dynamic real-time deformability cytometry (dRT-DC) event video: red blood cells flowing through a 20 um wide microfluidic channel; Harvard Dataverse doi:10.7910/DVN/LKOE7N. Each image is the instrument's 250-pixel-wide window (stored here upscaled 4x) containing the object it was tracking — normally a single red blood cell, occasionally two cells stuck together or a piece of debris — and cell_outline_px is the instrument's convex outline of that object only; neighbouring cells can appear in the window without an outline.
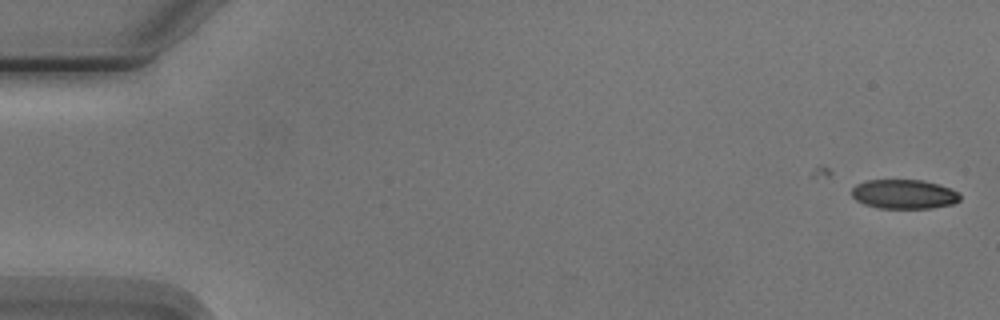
{"species": "Egyptian fruit bat (a non-hibernating species)", "species_latin": "Rousettus aegyptiacus", "temperature_condition": "cold", "stored_images_in_passage": 9, "camera_frame_rate_fps": 3000, "um_per_image_px": 0.085, "animal": {"sex": "male"}, "frame": {"image": 1, "passage_image": 2, "time_ms": 1.333, "image_size_px": [1000, 320], "cell_outline_px": [[960, 200], [952, 204], [932, 208], [876, 208], [864, 204], [856, 200], [852, 196], [852, 188], [856, 184], [864, 180], [924, 180], [960, 192]], "centroid_in_image_um": [76.82, 16.5], "position_along_channel_um": 8.2, "area_um2": 18.55}}
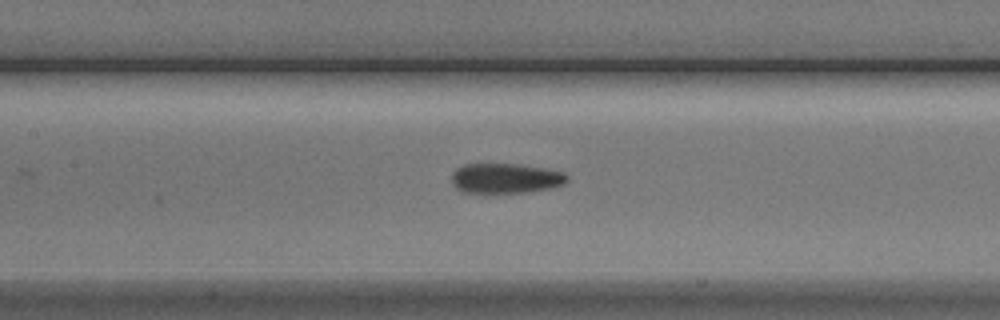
{"frame": {"image": 2, "passage_image": 8, "time_ms": 9.333, "image_size_px": [1000, 320], "cell_outline_px": [[568, 180], [564, 184], [552, 188], [532, 192], [484, 196], [460, 192], [452, 184], [452, 172], [456, 168], [464, 164], [520, 164], [544, 168], [564, 172], [568, 176]], "centroid_in_image_um": [42.93, 15.21], "position_along_channel_um": 164.5, "area_um2": 21.39}}
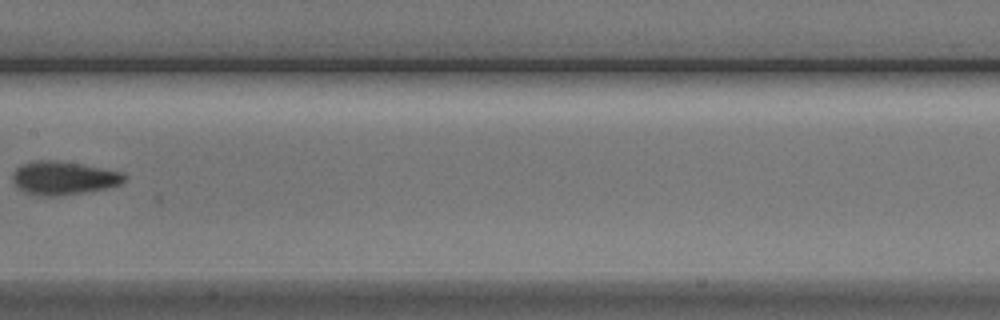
{"frame": {"image": 3, "passage_image": 9, "time_ms": 10.333, "image_size_px": [1000, 320], "cell_outline_px": [[128, 176], [120, 184], [108, 188], [84, 192], [56, 196], [40, 196], [24, 192], [16, 188], [12, 180], [12, 172], [20, 164], [40, 160], [52, 160], [80, 164], [124, 172]], "centroid_in_image_um": [5.37, 15.14], "position_along_channel_um": 202.0, "area_um2": 21.91}}